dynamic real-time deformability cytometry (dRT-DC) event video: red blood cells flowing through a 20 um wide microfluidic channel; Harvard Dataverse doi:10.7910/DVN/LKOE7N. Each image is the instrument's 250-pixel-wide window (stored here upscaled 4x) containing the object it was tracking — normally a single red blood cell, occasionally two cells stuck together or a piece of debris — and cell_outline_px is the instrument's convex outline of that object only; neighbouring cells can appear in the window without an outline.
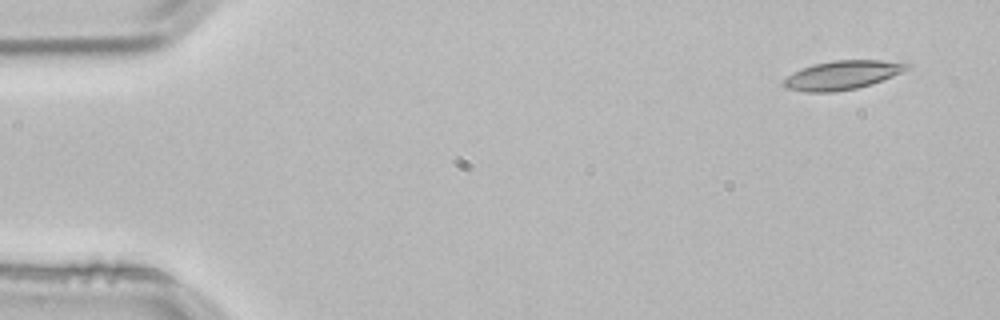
{"species": "common noctule bat (a hibernating species)", "species_latin": "Nyctalus noctula", "temperature_condition": "room temperature", "stored_images_in_passage": 3, "camera_frame_rate_fps": 3000, "um_per_image_px": 0.085, "animal": {"sex": "male", "body_mass_g": 21.5, "forearm_length_mm": 52.0}, "frame": {"image": 1, "passage_image": 1, "time_ms": 0.0, "image_size_px": [1000, 320], "cell_outline_px": [[912, 68], [892, 76], [856, 88], [832, 92], [808, 92], [788, 88], [784, 84], [784, 80], [792, 72], [800, 68], [812, 64], [832, 60], [880, 60], [912, 64]], "centroid_in_image_um": [71.6, 6.36], "position_along_channel_um": 13.4, "area_um2": 20.52}}